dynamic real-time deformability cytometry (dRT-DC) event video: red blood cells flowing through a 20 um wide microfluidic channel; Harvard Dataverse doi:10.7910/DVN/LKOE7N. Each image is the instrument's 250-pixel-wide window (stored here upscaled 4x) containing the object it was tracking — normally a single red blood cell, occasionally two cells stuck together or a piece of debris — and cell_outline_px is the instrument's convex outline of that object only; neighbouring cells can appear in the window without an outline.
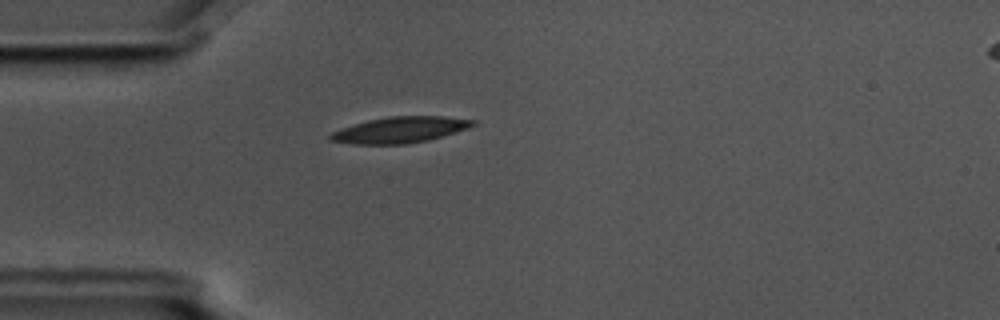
{"species": "common noctule bat (a hibernating species)", "species_latin": "Nyctalus noctula", "temperature_condition": "cold", "stored_images_in_passage": 48, "camera_frame_rate_fps": 3000, "um_per_image_px": 0.085, "animal": {"sex": "male", "body_mass_g": 17.5, "forearm_length_mm": 52.3}, "frame": {"image": 1, "passage_image": 7, "time_ms": 2.0, "image_size_px": [1000, 320], "cell_outline_px": [[476, 124], [468, 128], [428, 140], [404, 144], [352, 144], [328, 140], [328, 136], [332, 132], [340, 128], [368, 120], [388, 116], [444, 116], [476, 120]], "centroid_in_image_um": [33.97, 11.03], "position_along_channel_um": 51.0, "area_um2": 21.62}}
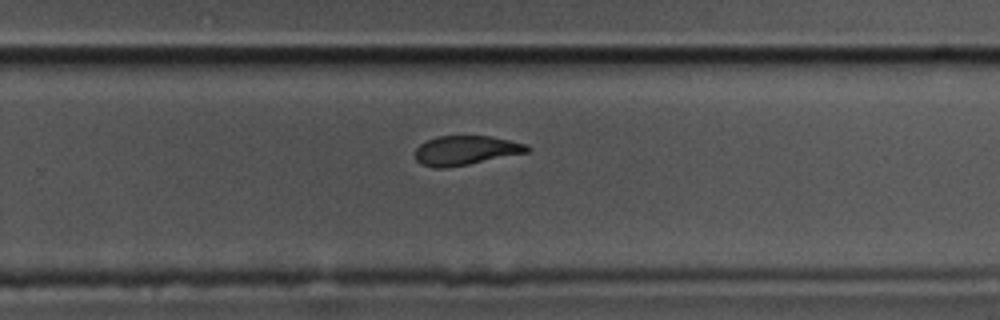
{"frame": {"image": 2, "passage_image": 28, "time_ms": 9.0, "image_size_px": [1000, 320], "cell_outline_px": [[532, 148], [528, 152], [468, 164], [444, 168], [436, 168], [420, 164], [416, 160], [416, 148], [420, 144], [436, 136], [492, 136], [524, 144]], "centroid_in_image_um": [39.56, 12.78], "position_along_channel_um": 290.2, "area_um2": 18.96}}
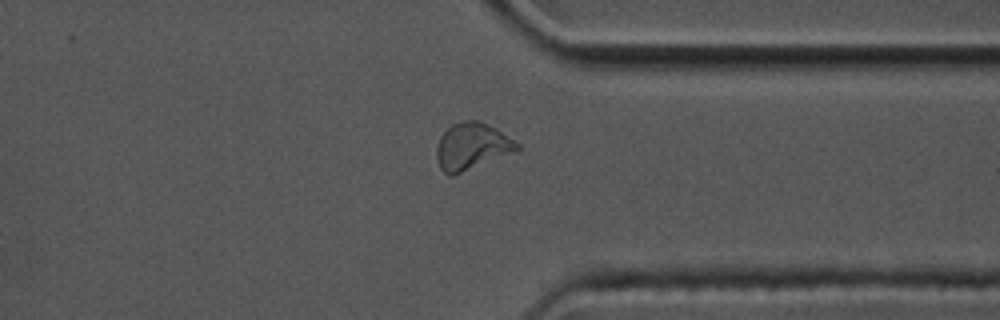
{"frame": {"image": 3, "passage_image": 35, "time_ms": 11.333, "image_size_px": [1000, 320], "cell_outline_px": [[520, 148], [516, 152], [452, 176], [448, 176], [440, 168], [436, 160], [436, 148], [440, 136], [452, 124], [464, 120], [480, 120], [496, 128], [520, 144]], "centroid_in_image_um": [40.11, 12.44], "position_along_channel_um": 371.3, "area_um2": 22.2}, "authors_computed_cell_mechanics": {"area_um2": 21.1837, "velocity_mm_per_s": 3.5561, "shape_relaxation_time_tau1_ms": 4.5536, "shape_relaxation_time_tau2_ms": 3.4612, "deformation_change_tau1": 0.1635, "deformation_change_tau2": 0.0824}}